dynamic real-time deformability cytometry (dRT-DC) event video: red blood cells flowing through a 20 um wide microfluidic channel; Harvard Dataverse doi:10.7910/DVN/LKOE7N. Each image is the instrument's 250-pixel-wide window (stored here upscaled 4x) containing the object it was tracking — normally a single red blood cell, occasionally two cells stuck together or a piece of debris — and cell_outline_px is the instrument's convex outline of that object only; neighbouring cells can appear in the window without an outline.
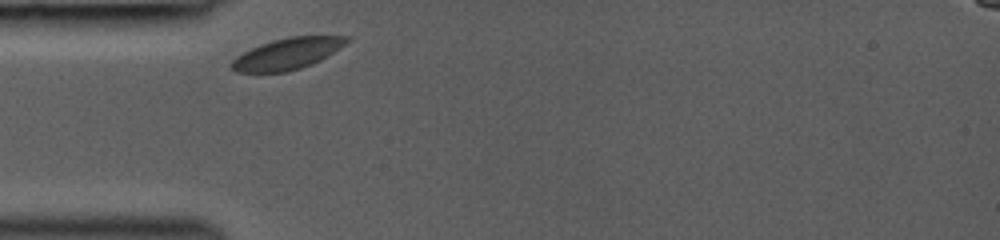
{"species": "common noctule bat (a hibernating species)", "species_latin": "Nyctalus noctula", "temperature_condition": "room temperature", "stored_images_in_passage": 35, "camera_frame_rate_fps": 3000, "um_per_image_px": 0.085, "animal": {"sex": "female", "body_mass_g": 19.0, "forearm_length_mm": 53.3}, "frame": {"image": 1, "passage_image": 1, "time_ms": 0.0, "image_size_px": [1000, 240], "cell_outline_px": [[352, 40], [340, 48], [320, 60], [312, 64], [288, 72], [236, 72], [228, 64], [236, 56], [260, 44], [272, 40], [288, 36], [352, 36]], "centroid_in_image_um": [24.44, 4.56], "position_along_channel_um": 60.6, "area_um2": 21.15}}
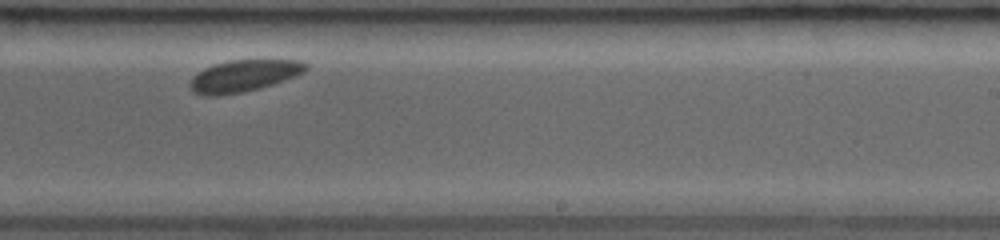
{"frame": {"image": 2, "passage_image": 20, "time_ms": 5.333, "image_size_px": [1000, 240], "cell_outline_px": [[308, 68], [304, 72], [284, 80], [260, 88], [240, 92], [216, 96], [204, 96], [192, 92], [188, 84], [192, 76], [204, 68], [212, 64], [228, 60], [300, 60], [308, 64]], "centroid_in_image_um": [20.67, 6.44], "position_along_channel_um": 268.3, "area_um2": 21.56}}
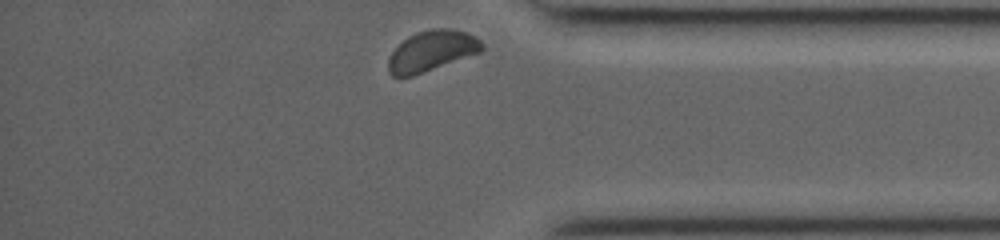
{"frame": {"image": 3, "passage_image": 35, "time_ms": 8.667, "image_size_px": [1000, 240], "cell_outline_px": [[484, 48], [480, 52], [412, 76], [392, 76], [388, 72], [388, 60], [392, 52], [408, 36], [416, 32], [432, 28], [452, 28], [476, 36], [484, 44]], "centroid_in_image_um": [36.7, 4.31], "position_along_channel_um": 398.5, "area_um2": 21.96}}